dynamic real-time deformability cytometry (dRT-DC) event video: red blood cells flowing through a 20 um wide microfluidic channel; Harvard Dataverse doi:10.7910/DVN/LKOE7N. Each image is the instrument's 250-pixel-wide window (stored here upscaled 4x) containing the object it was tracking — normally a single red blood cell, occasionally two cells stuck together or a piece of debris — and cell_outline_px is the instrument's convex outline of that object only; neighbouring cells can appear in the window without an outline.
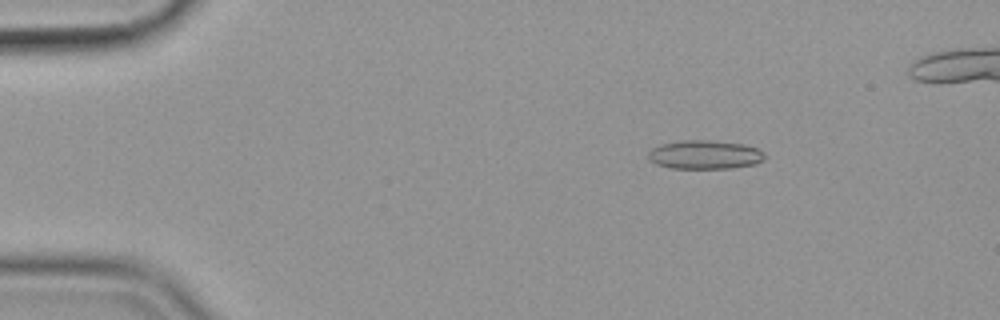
{"species": "common noctule bat (a hibernating species)", "species_latin": "Nyctalus noctula", "temperature_condition": "cold", "stored_images_in_passage": 54, "camera_frame_rate_fps": 3000, "um_per_image_px": 0.085, "animal": {"sex": "female", "body_mass_g": 19.9}, "frame": {"image": 1, "passage_image": 9, "time_ms": 2.667, "image_size_px": [1000, 320], "cell_outline_px": [[764, 160], [756, 164], [732, 168], [668, 168], [656, 164], [648, 160], [648, 152], [652, 148], [664, 144], [684, 140], [708, 140], [744, 144], [756, 148], [764, 152]], "centroid_in_image_um": [59.91, 13.16], "position_along_channel_um": 25.1, "area_um2": 19.54}}
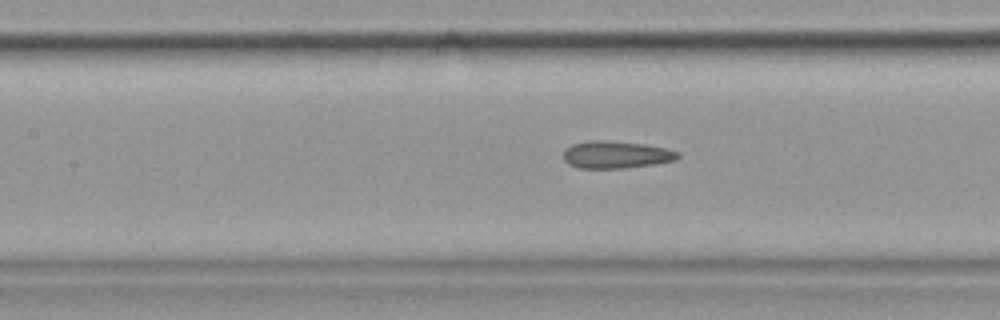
{"frame": {"image": 2, "passage_image": 26, "time_ms": 8.333, "image_size_px": [1000, 320], "cell_outline_px": [[680, 156], [676, 160], [652, 164], [624, 168], [580, 168], [568, 164], [564, 160], [564, 148], [572, 144], [588, 140], [608, 140], [644, 144], [668, 148], [680, 152]], "centroid_in_image_um": [52.36, 13.13], "position_along_channel_um": 155.0, "area_um2": 18.38}}
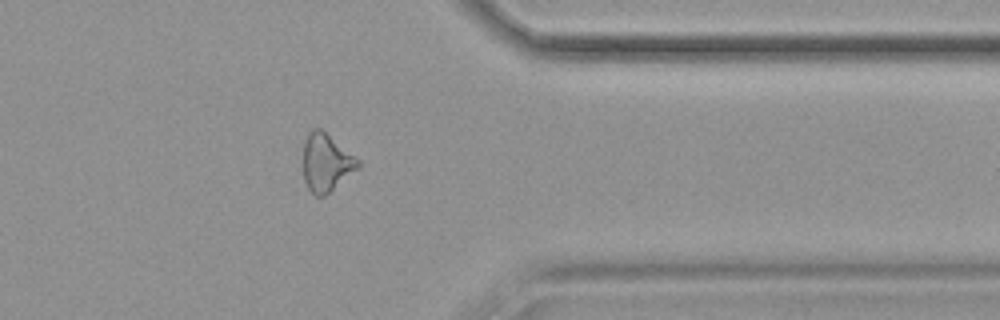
{"frame": {"image": 3, "passage_image": 46, "time_ms": 15.0, "image_size_px": [1000, 320], "cell_outline_px": [[360, 168], [324, 196], [316, 196], [308, 188], [304, 180], [304, 140], [308, 132], [312, 128], [320, 128], [360, 160]], "centroid_in_image_um": [27.74, 13.82], "position_along_channel_um": 383.7, "area_um2": 18.38}}